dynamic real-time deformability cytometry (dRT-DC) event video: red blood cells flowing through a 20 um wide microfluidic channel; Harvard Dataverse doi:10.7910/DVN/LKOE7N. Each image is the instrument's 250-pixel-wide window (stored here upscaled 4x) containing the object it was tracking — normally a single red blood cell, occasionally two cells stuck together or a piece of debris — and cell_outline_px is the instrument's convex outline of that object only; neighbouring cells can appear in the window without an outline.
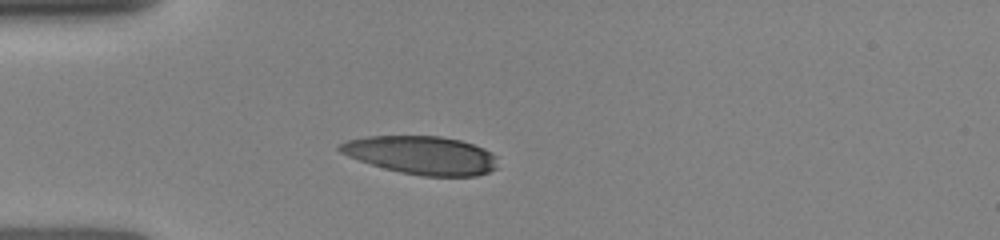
{"species": "human", "species_latin": "Homo sapiens", "temperature_condition": "room temperature", "stored_images_in_passage": 23, "camera_frame_rate_fps": 3000, "um_per_image_px": 0.085, "donor": {"sex": "female"}, "frame": {"image": 1, "passage_image": 1, "time_ms": 0.0, "image_size_px": [1000, 240], "cell_outline_px": [[496, 168], [488, 172], [476, 176], [420, 176], [400, 172], [384, 168], [348, 156], [340, 152], [336, 148], [340, 144], [348, 140], [368, 136], [440, 136], [460, 140], [484, 148], [492, 152], [496, 156]], "centroid_in_image_um": [35.84, 13.19], "position_along_channel_um": 49.2, "area_um2": 35.14}}
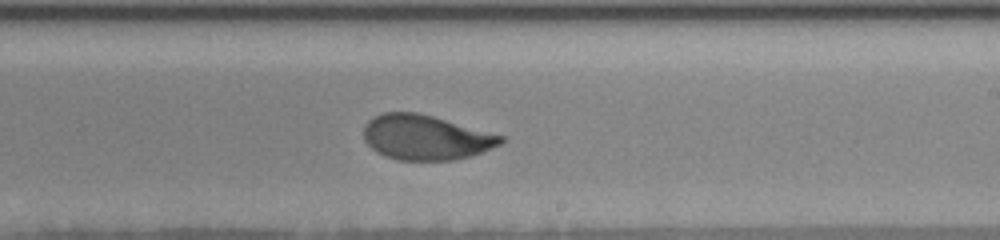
{"frame": {"image": 2, "passage_image": 14, "time_ms": 5.333, "image_size_px": [1000, 240], "cell_outline_px": [[504, 140], [500, 144], [472, 156], [452, 160], [396, 160], [384, 156], [376, 152], [364, 140], [364, 124], [368, 120], [384, 112], [416, 112], [432, 116], [504, 136]], "centroid_in_image_um": [36.15, 11.69], "position_along_channel_um": 252.8, "area_um2": 35.72}}
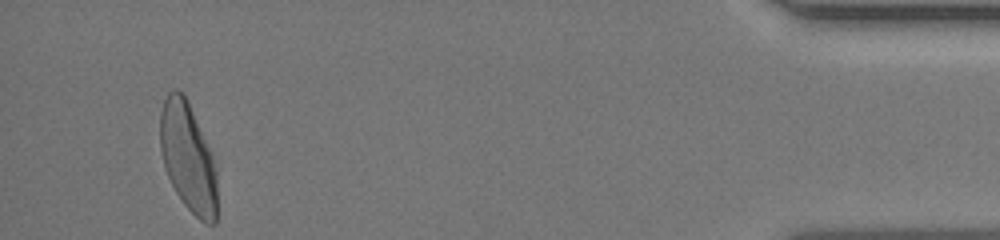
{"frame": {"image": 3, "passage_image": 23, "time_ms": 11.0, "image_size_px": [1000, 240], "cell_outline_px": [[216, 224], [204, 224], [184, 204], [176, 192], [168, 176], [160, 152], [160, 112], [164, 100], [168, 92], [172, 88], [176, 88], [184, 92], [212, 156], [216, 168]], "centroid_in_image_um": [15.96, 13.36], "position_along_channel_um": 419.2, "area_um2": 35.95}}